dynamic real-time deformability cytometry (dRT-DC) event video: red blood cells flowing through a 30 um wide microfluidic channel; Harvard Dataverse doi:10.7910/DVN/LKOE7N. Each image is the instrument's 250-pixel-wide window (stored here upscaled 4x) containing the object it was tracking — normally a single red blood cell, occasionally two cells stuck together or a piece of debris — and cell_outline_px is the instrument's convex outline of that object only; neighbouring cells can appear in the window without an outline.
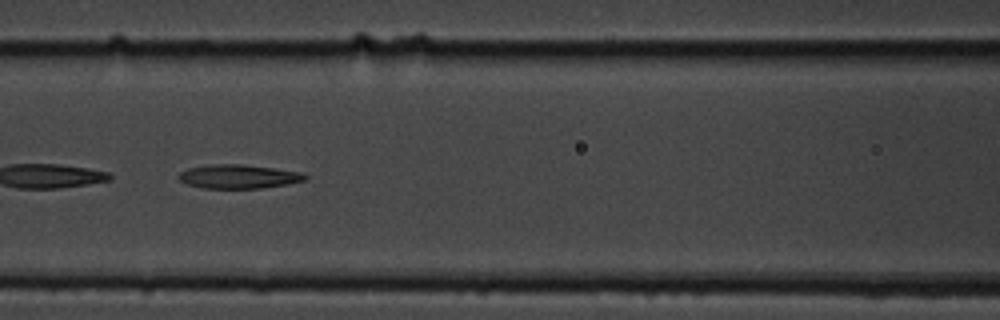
{"species": "common noctule bat (a hibernating species)", "species_latin": "Nyctalus noctula", "temperature_condition": "cold", "stored_images_in_passage": 55, "camera_frame_rate_fps": 3000, "um_per_image_px": 0.085, "animal": {"sex": "male", "body_mass_g": 19.5, "forearm_length_mm": 54.6}, "frame": {"image": 1, "passage_image": 25, "time_ms": 8.0, "image_size_px": [1000, 320], "cell_outline_px": [[308, 180], [288, 184], [260, 188], [200, 188], [188, 184], [180, 180], [176, 176], [180, 172], [188, 168], [208, 164], [244, 164], [300, 172], [308, 176]], "centroid_in_image_um": [20.26, 15.0], "position_along_channel_um": 146.3, "area_um2": 17.69}}
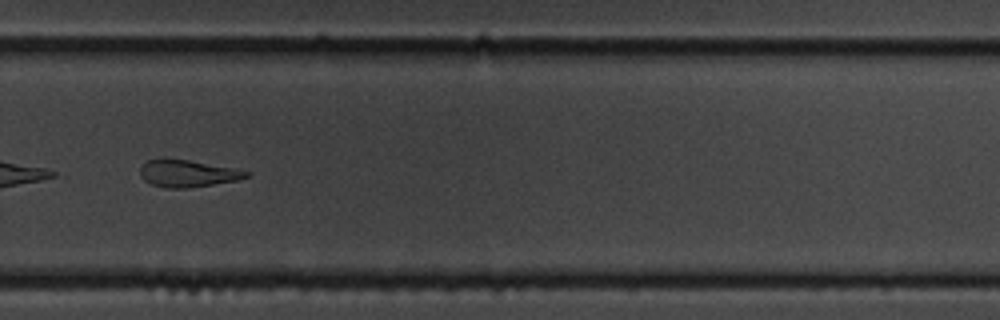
{"frame": {"image": 2, "passage_image": 39, "time_ms": 12.667, "image_size_px": [1000, 320], "cell_outline_px": [[252, 172], [248, 176], [236, 180], [188, 188], [164, 188], [152, 184], [144, 180], [140, 176], [140, 164], [148, 160], [160, 156], [164, 156], [188, 160], [232, 168]], "centroid_in_image_um": [15.84, 14.71], "position_along_channel_um": 314.0, "area_um2": 16.99}}
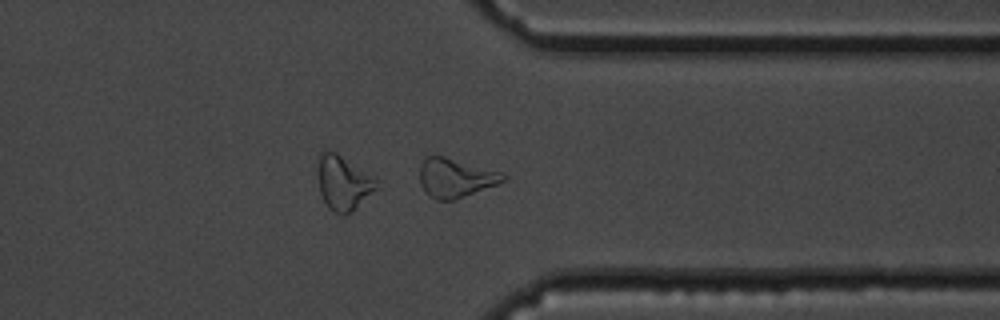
{"frame": {"image": 3, "passage_image": 44, "time_ms": 14.333, "image_size_px": [1000, 320], "cell_outline_px": [[508, 180], [456, 200], [436, 200], [424, 192], [420, 184], [420, 164], [428, 156], [444, 156], [504, 172], [508, 176]], "centroid_in_image_um": [38.76, 15.13], "position_along_channel_um": 372.6, "area_um2": 19.31}, "authors_computed_cell_mechanics": {"area_um2": 19.7676, "velocity_mm_per_s": 3.596, "shape_relaxation_time_tau1_ms": null, "shape_relaxation_time_tau2_ms": 4.1461, "deformation_change_tau1": null, "deformation_change_tau2": 0.1595}}